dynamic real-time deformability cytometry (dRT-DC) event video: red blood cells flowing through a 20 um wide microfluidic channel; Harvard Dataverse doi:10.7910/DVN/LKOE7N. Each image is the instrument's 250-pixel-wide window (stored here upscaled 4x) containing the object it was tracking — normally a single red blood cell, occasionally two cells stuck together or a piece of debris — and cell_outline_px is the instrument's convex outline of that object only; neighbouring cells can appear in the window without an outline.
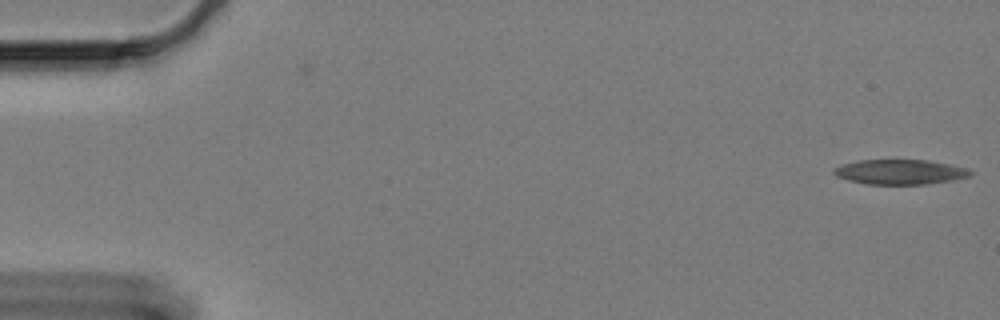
{"species": "Egyptian fruit bat (a non-hibernating species)", "species_latin": "Rousettus aegyptiacus", "temperature_condition": "cold", "stored_images_in_passage": 6, "camera_frame_rate_fps": 3000, "um_per_image_px": 0.085, "animal": {"sex": "female"}, "frame": {"image": 1, "passage_image": 1, "time_ms": 0.0, "image_size_px": [1000, 320], "cell_outline_px": [[972, 172], [968, 176], [952, 180], [924, 184], [868, 184], [836, 176], [832, 172], [832, 168], [840, 164], [860, 160], [924, 160], [948, 164], [968, 168]], "centroid_in_image_um": [76.45, 14.6], "position_along_channel_um": 8.5, "area_um2": 19.54}}